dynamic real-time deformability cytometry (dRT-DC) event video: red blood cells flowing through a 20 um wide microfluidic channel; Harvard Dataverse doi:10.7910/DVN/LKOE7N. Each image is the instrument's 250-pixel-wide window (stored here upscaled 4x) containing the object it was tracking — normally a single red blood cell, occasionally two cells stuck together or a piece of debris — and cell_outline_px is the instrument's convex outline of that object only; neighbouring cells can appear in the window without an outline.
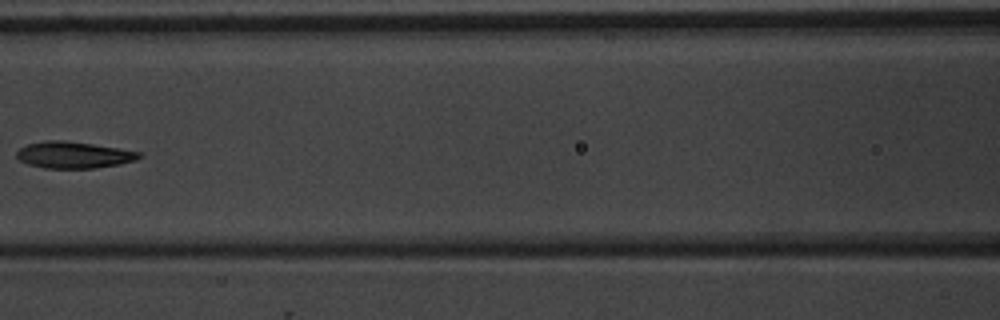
{"species": "common noctule bat (a hibernating species)", "species_latin": "Nyctalus noctula", "temperature_condition": "warm", "stored_images_in_passage": 7, "camera_frame_rate_fps": 3000, "um_per_image_px": 0.085, "animal": {"sex": "male", "body_mass_g": 20.1, "forearm_length_mm": 53.5}, "frame": {"image": 1, "passage_image": 6, "time_ms": 6.667, "image_size_px": [1000, 320], "cell_outline_px": [[144, 156], [136, 160], [120, 164], [92, 168], [44, 168], [28, 164], [20, 160], [16, 156], [16, 152], [20, 148], [28, 144], [44, 140], [64, 140], [120, 148], [140, 152]], "centroid_in_image_um": [6.28, 13.16], "position_along_channel_um": 160.3, "area_um2": 19.02}}
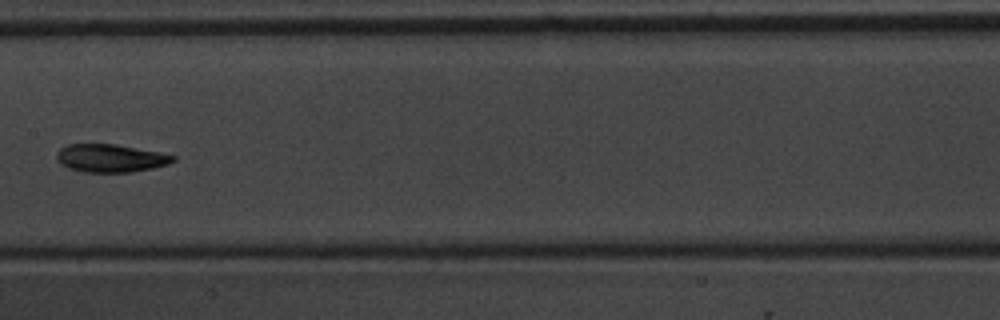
{"frame": {"image": 2, "passage_image": 7, "time_ms": 7.667, "image_size_px": [1000, 320], "cell_outline_px": [[176, 160], [168, 164], [152, 168], [132, 172], [84, 172], [68, 168], [60, 164], [56, 160], [56, 152], [60, 148], [68, 144], [116, 144], [160, 152], [176, 156]], "centroid_in_image_um": [9.38, 13.44], "position_along_channel_um": 198.0, "area_um2": 19.13}}